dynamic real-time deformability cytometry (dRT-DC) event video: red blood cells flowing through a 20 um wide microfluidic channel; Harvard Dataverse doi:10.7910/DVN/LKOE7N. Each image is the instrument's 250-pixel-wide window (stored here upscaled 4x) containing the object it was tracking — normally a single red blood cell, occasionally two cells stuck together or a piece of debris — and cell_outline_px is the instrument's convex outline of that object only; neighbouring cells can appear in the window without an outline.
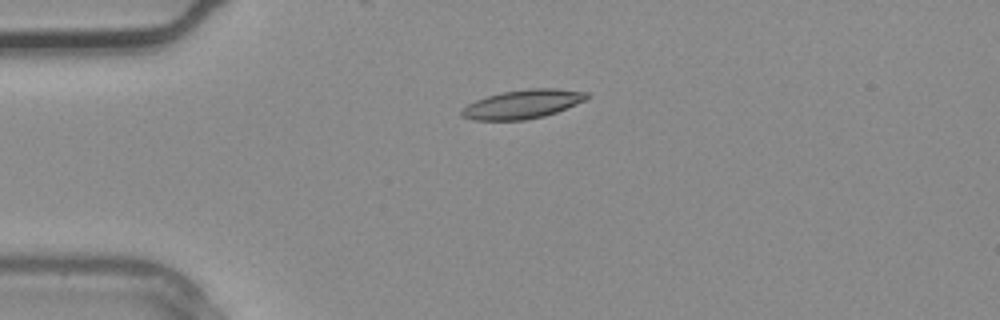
{"species": "common noctule bat (a hibernating species)", "species_latin": "Nyctalus noctula", "temperature_condition": "warm", "stored_images_in_passage": 1, "camera_frame_rate_fps": 3000, "um_per_image_px": 0.085, "animal": {"sex": "male", "body_mass_g": 20.4}, "frame": {"image": 1, "passage_image": 1, "time_ms": 0.0, "image_size_px": [1000, 320], "cell_outline_px": [[588, 100], [556, 112], [544, 116], [524, 120], [472, 120], [460, 116], [460, 112], [468, 104], [476, 100], [488, 96], [504, 92], [528, 88], [556, 88], [588, 92]], "centroid_in_image_um": [44.45, 8.85], "position_along_channel_um": 40.5, "area_um2": 21.04}}